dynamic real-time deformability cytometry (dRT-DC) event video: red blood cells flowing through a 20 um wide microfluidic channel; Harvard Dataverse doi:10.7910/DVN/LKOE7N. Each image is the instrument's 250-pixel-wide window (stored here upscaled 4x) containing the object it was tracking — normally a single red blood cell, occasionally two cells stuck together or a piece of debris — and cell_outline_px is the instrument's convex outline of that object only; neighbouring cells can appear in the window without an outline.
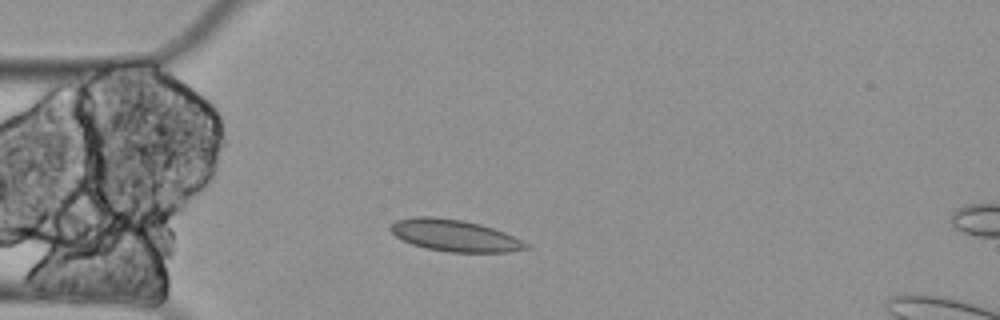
{"species": "Egyptian fruit bat (a non-hibernating species)", "species_latin": "Rousettus aegyptiacus", "temperature_condition": "cold", "stored_images_in_passage": 3, "camera_frame_rate_fps": 3000, "um_per_image_px": 0.085, "animal": {"sex": "female"}, "frame": {"image": 1, "passage_image": 2, "time_ms": 0.333, "image_size_px": [1000, 320], "cell_outline_px": [[528, 248], [508, 252], [448, 252], [428, 248], [412, 244], [396, 236], [388, 228], [396, 220], [412, 216], [432, 216], [464, 220], [480, 224], [504, 232], [528, 244]], "centroid_in_image_um": [38.61, 20.0], "position_along_channel_um": 46.4, "area_um2": 24.85}}